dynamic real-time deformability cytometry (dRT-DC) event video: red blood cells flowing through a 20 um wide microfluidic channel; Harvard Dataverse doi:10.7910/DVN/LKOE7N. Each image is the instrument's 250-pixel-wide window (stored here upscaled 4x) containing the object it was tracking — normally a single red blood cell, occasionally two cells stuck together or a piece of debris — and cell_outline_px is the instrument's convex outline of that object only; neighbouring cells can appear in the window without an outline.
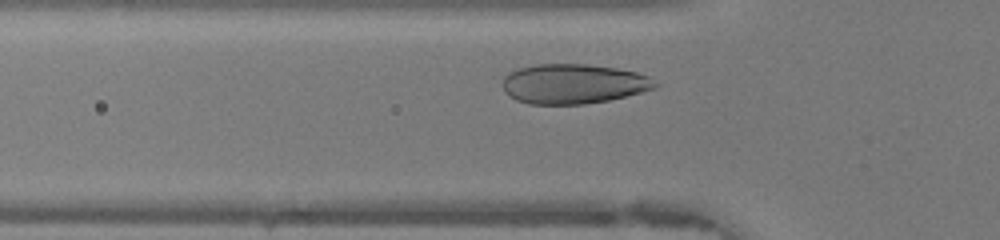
{"species": "human", "species_latin": "Homo sapiens", "temperature_condition": "warm", "stored_images_in_passage": 20, "camera_frame_rate_fps": 3000, "um_per_image_px": 0.085, "donor": {"sex": "female"}, "frame": {"image": 1, "passage_image": 3, "time_ms": 0.667, "image_size_px": [1000, 240], "cell_outline_px": [[640, 88], [632, 92], [620, 96], [600, 100], [568, 104], [544, 104], [532, 68], [604, 68], [628, 72], [636, 76]], "centroid_in_image_um": [49.54, 7.18], "position_along_channel_um": 76.3, "area_um2": 22.43}}
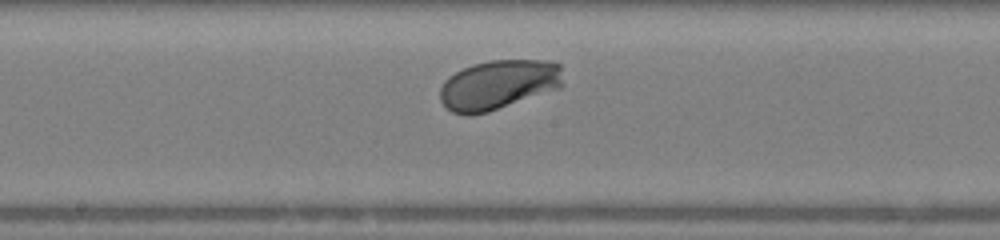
{"frame": {"image": 2, "passage_image": 12, "time_ms": 3.667, "image_size_px": [1000, 240], "cell_outline_px": [[556, 68], [544, 80], [524, 92], [492, 108], [480, 112], [456, 112], [444, 100], [444, 92], [448, 80], [452, 76], [468, 68], [480, 64], [556, 64]], "centroid_in_image_um": [41.85, 7.22], "position_along_channel_um": 206.4, "area_um2": 26.18}}
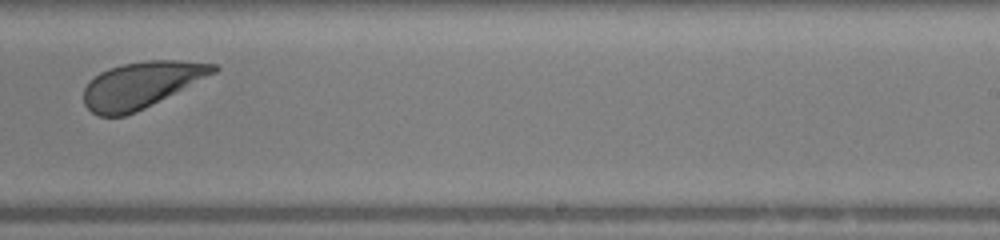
{"frame": {"image": 3, "passage_image": 17, "time_ms": 5.333, "image_size_px": [1000, 240], "cell_outline_px": [[216, 68], [148, 104], [132, 112], [116, 116], [108, 116], [96, 112], [88, 104], [88, 88], [92, 80], [116, 68], [132, 64], [200, 64]], "centroid_in_image_um": [11.82, 7.3], "position_along_channel_um": 277.2, "area_um2": 28.78}}